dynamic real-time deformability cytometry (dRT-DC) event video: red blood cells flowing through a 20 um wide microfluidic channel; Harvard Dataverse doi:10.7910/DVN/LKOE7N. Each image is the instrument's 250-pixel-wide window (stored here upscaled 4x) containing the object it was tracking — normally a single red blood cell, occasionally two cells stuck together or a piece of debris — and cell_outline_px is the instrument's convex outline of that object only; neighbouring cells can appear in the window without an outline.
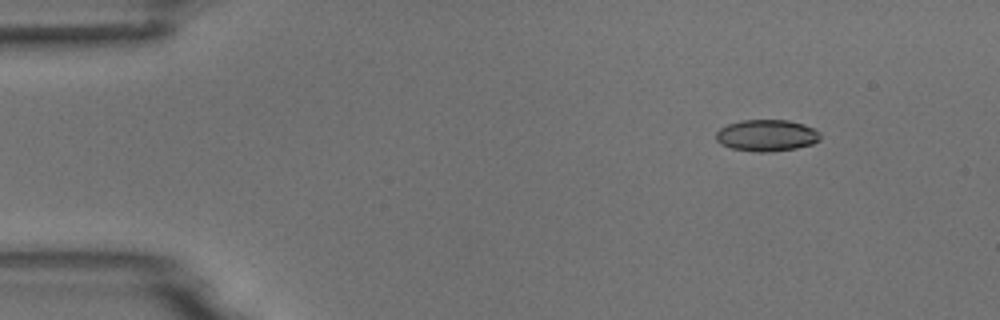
{"species": "common noctule bat (a hibernating species)", "species_latin": "Nyctalus noctula", "temperature_condition": "room temperature", "stored_images_in_passage": 6, "camera_frame_rate_fps": 3000, "um_per_image_px": 0.085, "animal": {"sex": "male", "body_mass_g": 18.8}, "frame": {"image": 1, "passage_image": 2, "time_ms": 1.333, "image_size_px": [1000, 320], "cell_outline_px": [[820, 140], [812, 144], [796, 148], [772, 152], [756, 152], [732, 148], [720, 144], [716, 140], [716, 132], [720, 128], [728, 124], [740, 120], [788, 120], [804, 124], [816, 128], [820, 132]], "centroid_in_image_um": [65.19, 11.51], "position_along_channel_um": 19.8, "area_um2": 19.42}}
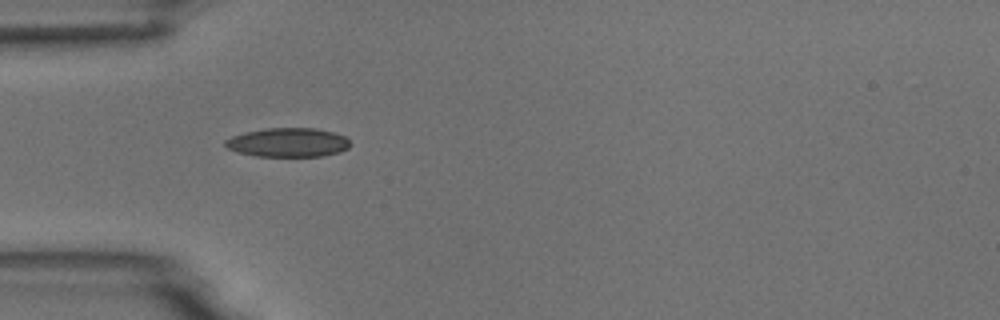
{"frame": {"image": 2, "passage_image": 5, "time_ms": 4.667, "image_size_px": [1000, 320], "cell_outline_px": [[352, 144], [348, 148], [340, 152], [324, 156], [256, 156], [236, 152], [228, 148], [224, 144], [224, 140], [232, 136], [244, 132], [264, 128], [316, 128], [332, 132], [344, 136]], "centroid_in_image_um": [24.47, 12.11], "position_along_channel_um": 60.5, "area_um2": 21.27}}